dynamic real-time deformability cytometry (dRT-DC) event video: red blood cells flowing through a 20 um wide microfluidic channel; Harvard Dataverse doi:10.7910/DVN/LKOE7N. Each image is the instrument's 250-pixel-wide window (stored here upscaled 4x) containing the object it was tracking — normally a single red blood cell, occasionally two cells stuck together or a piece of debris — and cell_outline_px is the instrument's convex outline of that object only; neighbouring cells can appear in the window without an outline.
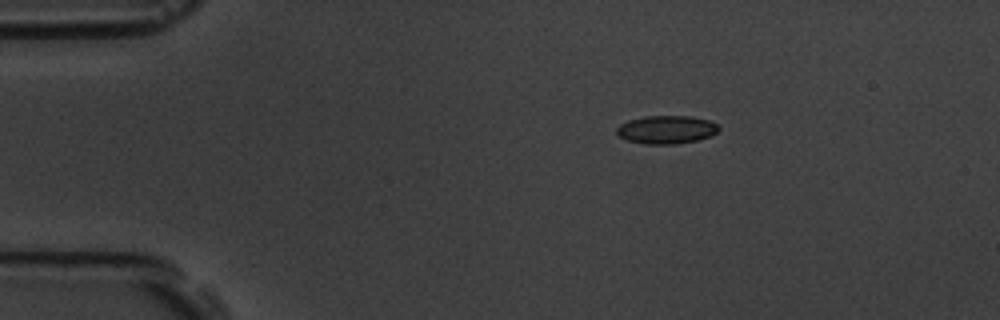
{"species": "common noctule bat (a hibernating species)", "species_latin": "Nyctalus noctula", "temperature_condition": "room temperature", "stored_images_in_passage": 3, "camera_frame_rate_fps": 3000, "um_per_image_px": 0.085, "animal": {"sex": "male", "body_mass_g": 19.5, "forearm_length_mm": 54.6}, "frame": {"image": 1, "passage_image": 1, "time_ms": 0.0, "image_size_px": [1000, 320], "cell_outline_px": [[720, 128], [716, 132], [708, 136], [696, 140], [676, 144], [644, 144], [628, 140], [620, 136], [616, 132], [616, 128], [620, 124], [628, 120], [644, 116], [692, 116], [708, 120], [716, 124]], "centroid_in_image_um": [56.62, 11.01], "position_along_channel_um": 28.4, "area_um2": 16.65}}